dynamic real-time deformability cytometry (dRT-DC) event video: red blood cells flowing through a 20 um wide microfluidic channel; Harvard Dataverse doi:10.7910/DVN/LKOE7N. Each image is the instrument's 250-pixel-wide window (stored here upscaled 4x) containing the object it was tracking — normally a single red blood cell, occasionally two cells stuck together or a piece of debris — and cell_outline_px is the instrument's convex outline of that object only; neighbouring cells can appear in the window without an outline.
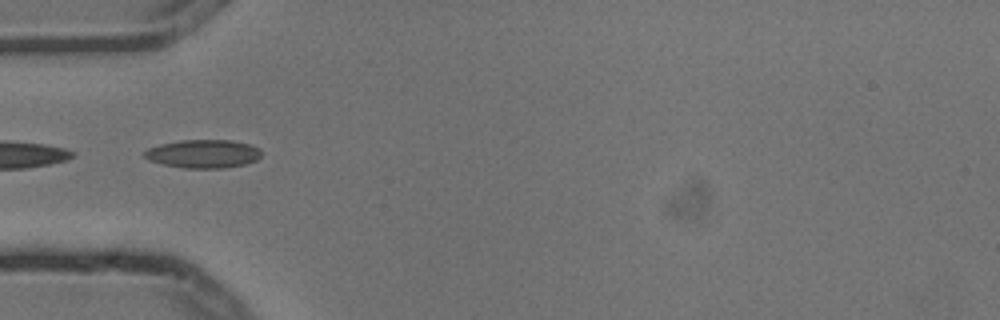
{"species": "common noctule bat (a hibernating species)", "species_latin": "Nyctalus noctula", "temperature_condition": "cold", "stored_images_in_passage": 4, "camera_frame_rate_fps": 3000, "um_per_image_px": 0.085, "animal": {"sex": "male", "body_mass_g": 13.3}, "frame": {"image": 1, "passage_image": 1, "time_ms": 0.0, "image_size_px": [1000, 320], "cell_outline_px": [[260, 156], [256, 160], [244, 164], [224, 168], [184, 168], [164, 164], [148, 160], [144, 156], [144, 152], [148, 148], [160, 144], [180, 140], [232, 140], [252, 144], [260, 148]], "centroid_in_image_um": [17.29, 13.06], "position_along_channel_um": 67.7, "area_um2": 19.36}}
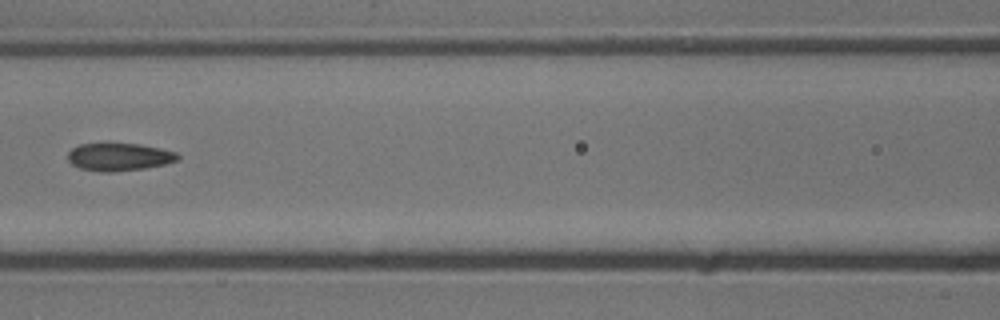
{"frame": {"image": 2, "passage_image": 3, "time_ms": 0.667, "image_size_px": [1000, 320], "cell_outline_px": [[180, 160], [164, 164], [144, 168], [112, 172], [104, 172], [80, 168], [72, 164], [68, 160], [68, 152], [72, 148], [80, 144], [140, 144], [160, 148], [176, 152], [180, 156]], "centroid_in_image_um": [10.14, 13.34], "position_along_channel_um": 156.5, "area_um2": 17.63}}
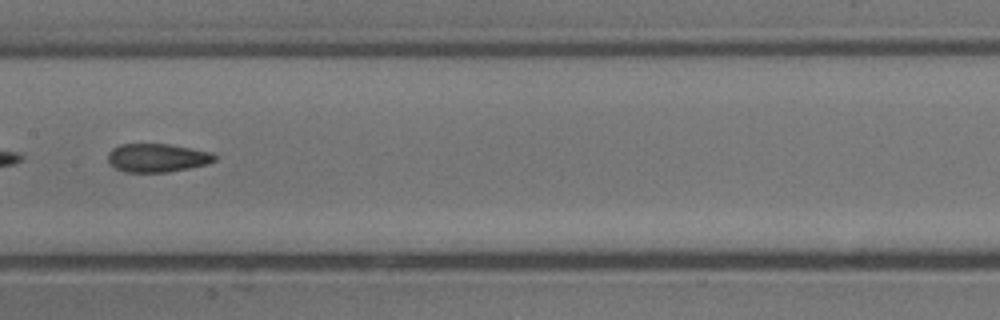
{"frame": {"image": 3, "passage_image": 4, "time_ms": 1.0, "image_size_px": [1000, 320], "cell_outline_px": [[216, 160], [208, 164], [168, 172], [128, 172], [116, 168], [108, 160], [108, 152], [112, 148], [120, 144], [168, 144], [192, 148], [212, 152], [216, 156]], "centroid_in_image_um": [13.39, 13.41], "position_along_channel_um": 194.0, "area_um2": 17.69}}